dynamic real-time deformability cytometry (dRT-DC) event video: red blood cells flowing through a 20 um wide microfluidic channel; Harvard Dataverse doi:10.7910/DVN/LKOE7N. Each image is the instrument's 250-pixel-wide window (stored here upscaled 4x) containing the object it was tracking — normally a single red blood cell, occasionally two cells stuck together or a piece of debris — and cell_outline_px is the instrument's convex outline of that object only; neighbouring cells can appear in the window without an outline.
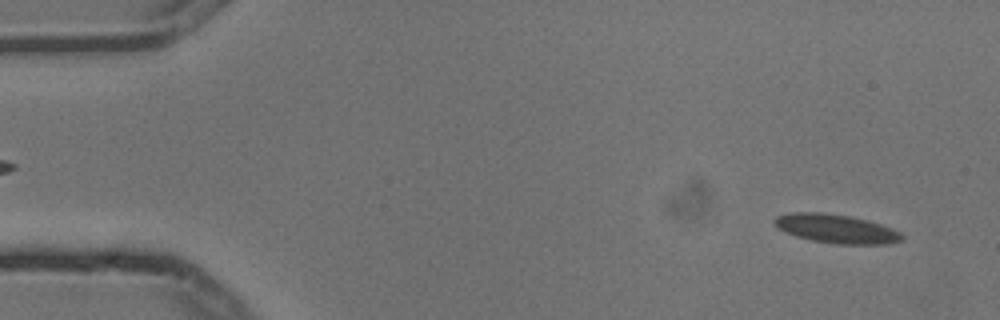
{"species": "common noctule bat (a hibernating species)", "species_latin": "Nyctalus noctula", "temperature_condition": "cold", "stored_images_in_passage": 4, "camera_frame_rate_fps": 3000, "um_per_image_px": 0.085, "animal": {"sex": "male", "body_mass_g": 13.3}, "frame": {"image": 1, "passage_image": 1, "time_ms": 0.0, "image_size_px": [1000, 320], "cell_outline_px": [[904, 236], [900, 240], [888, 244], [836, 244], [812, 240], [796, 236], [776, 228], [772, 220], [776, 216], [792, 212], [820, 212], [848, 216], [868, 220], [892, 228], [900, 232]], "centroid_in_image_um": [71.04, 19.44], "position_along_channel_um": 14.0, "area_um2": 21.39}}
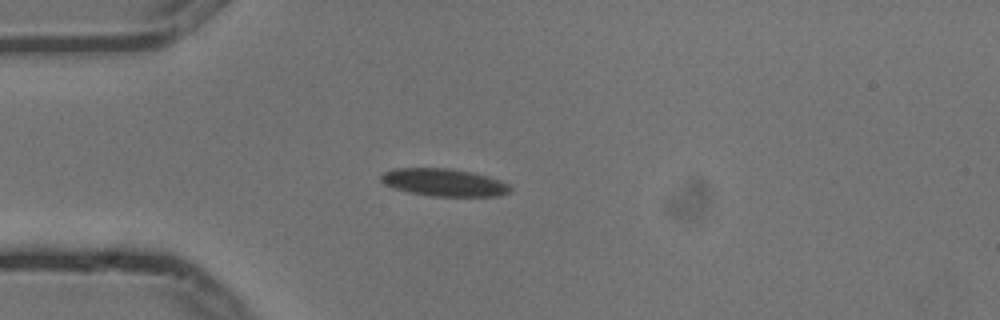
{"frame": {"image": 2, "passage_image": 4, "time_ms": 1.0, "image_size_px": [1000, 320], "cell_outline_px": [[512, 192], [500, 196], [432, 196], [408, 192], [384, 184], [380, 180], [380, 176], [384, 172], [392, 168], [448, 168], [488, 176], [500, 180], [508, 184], [512, 188]], "centroid_in_image_um": [37.75, 15.51], "position_along_channel_um": 47.3, "area_um2": 20.75}}